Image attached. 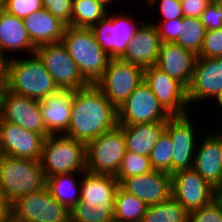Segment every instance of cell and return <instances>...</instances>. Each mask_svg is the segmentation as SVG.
Masks as SVG:
<instances>
[{
  "instance_id": "6da1fadb",
  "label": "cell",
  "mask_w": 222,
  "mask_h": 222,
  "mask_svg": "<svg viewBox=\"0 0 222 222\" xmlns=\"http://www.w3.org/2000/svg\"><path fill=\"white\" fill-rule=\"evenodd\" d=\"M118 126V111L95 85L73 91L72 113L65 135L84 142Z\"/></svg>"
},
{
  "instance_id": "7a4b0ae2",
  "label": "cell",
  "mask_w": 222,
  "mask_h": 222,
  "mask_svg": "<svg viewBox=\"0 0 222 222\" xmlns=\"http://www.w3.org/2000/svg\"><path fill=\"white\" fill-rule=\"evenodd\" d=\"M20 58L5 60V88L8 91L42 100L59 89L36 54H32L31 58Z\"/></svg>"
},
{
  "instance_id": "3957f363",
  "label": "cell",
  "mask_w": 222,
  "mask_h": 222,
  "mask_svg": "<svg viewBox=\"0 0 222 222\" xmlns=\"http://www.w3.org/2000/svg\"><path fill=\"white\" fill-rule=\"evenodd\" d=\"M88 84H96L111 59L96 41L90 28L66 26L61 41Z\"/></svg>"
},
{
  "instance_id": "277c9868",
  "label": "cell",
  "mask_w": 222,
  "mask_h": 222,
  "mask_svg": "<svg viewBox=\"0 0 222 222\" xmlns=\"http://www.w3.org/2000/svg\"><path fill=\"white\" fill-rule=\"evenodd\" d=\"M47 178L40 161L8 155L0 157V189L13 203L22 195L42 190Z\"/></svg>"
},
{
  "instance_id": "5b68a950",
  "label": "cell",
  "mask_w": 222,
  "mask_h": 222,
  "mask_svg": "<svg viewBox=\"0 0 222 222\" xmlns=\"http://www.w3.org/2000/svg\"><path fill=\"white\" fill-rule=\"evenodd\" d=\"M40 163L46 178L86 171V144L65 134H51L43 143Z\"/></svg>"
},
{
  "instance_id": "8992f818",
  "label": "cell",
  "mask_w": 222,
  "mask_h": 222,
  "mask_svg": "<svg viewBox=\"0 0 222 222\" xmlns=\"http://www.w3.org/2000/svg\"><path fill=\"white\" fill-rule=\"evenodd\" d=\"M143 81V67L123 61L121 58H112L102 78L95 85L118 109Z\"/></svg>"
},
{
  "instance_id": "52a82bcc",
  "label": "cell",
  "mask_w": 222,
  "mask_h": 222,
  "mask_svg": "<svg viewBox=\"0 0 222 222\" xmlns=\"http://www.w3.org/2000/svg\"><path fill=\"white\" fill-rule=\"evenodd\" d=\"M125 152L123 129L117 126L86 144V171L116 176Z\"/></svg>"
},
{
  "instance_id": "ba28073f",
  "label": "cell",
  "mask_w": 222,
  "mask_h": 222,
  "mask_svg": "<svg viewBox=\"0 0 222 222\" xmlns=\"http://www.w3.org/2000/svg\"><path fill=\"white\" fill-rule=\"evenodd\" d=\"M134 18L126 16V14H110L93 25L92 30L96 41L101 46L102 50L112 59L121 58L127 50L129 42L136 34L138 28L144 22L135 23ZM138 24V25H137Z\"/></svg>"
},
{
  "instance_id": "9c48e42d",
  "label": "cell",
  "mask_w": 222,
  "mask_h": 222,
  "mask_svg": "<svg viewBox=\"0 0 222 222\" xmlns=\"http://www.w3.org/2000/svg\"><path fill=\"white\" fill-rule=\"evenodd\" d=\"M35 54L52 75L59 89L76 91L89 85L62 42L38 46Z\"/></svg>"
},
{
  "instance_id": "30bf717a",
  "label": "cell",
  "mask_w": 222,
  "mask_h": 222,
  "mask_svg": "<svg viewBox=\"0 0 222 222\" xmlns=\"http://www.w3.org/2000/svg\"><path fill=\"white\" fill-rule=\"evenodd\" d=\"M12 215L32 222H67L70 210L56 200L45 187L22 195L12 203Z\"/></svg>"
},
{
  "instance_id": "8fae6325",
  "label": "cell",
  "mask_w": 222,
  "mask_h": 222,
  "mask_svg": "<svg viewBox=\"0 0 222 222\" xmlns=\"http://www.w3.org/2000/svg\"><path fill=\"white\" fill-rule=\"evenodd\" d=\"M118 125L167 122L171 115L143 81L117 109Z\"/></svg>"
},
{
  "instance_id": "7c38bea8",
  "label": "cell",
  "mask_w": 222,
  "mask_h": 222,
  "mask_svg": "<svg viewBox=\"0 0 222 222\" xmlns=\"http://www.w3.org/2000/svg\"><path fill=\"white\" fill-rule=\"evenodd\" d=\"M0 118L45 138L50 135L43 123L40 100L12 93L6 88L3 89L0 99Z\"/></svg>"
},
{
  "instance_id": "4fadbf2b",
  "label": "cell",
  "mask_w": 222,
  "mask_h": 222,
  "mask_svg": "<svg viewBox=\"0 0 222 222\" xmlns=\"http://www.w3.org/2000/svg\"><path fill=\"white\" fill-rule=\"evenodd\" d=\"M190 114L171 116L165 126L173 144L172 174L193 167L198 136ZM196 136V137H195Z\"/></svg>"
},
{
  "instance_id": "5bb4252c",
  "label": "cell",
  "mask_w": 222,
  "mask_h": 222,
  "mask_svg": "<svg viewBox=\"0 0 222 222\" xmlns=\"http://www.w3.org/2000/svg\"><path fill=\"white\" fill-rule=\"evenodd\" d=\"M172 177V196L190 213L209 205L219 192L193 168L176 172Z\"/></svg>"
},
{
  "instance_id": "9a60e30c",
  "label": "cell",
  "mask_w": 222,
  "mask_h": 222,
  "mask_svg": "<svg viewBox=\"0 0 222 222\" xmlns=\"http://www.w3.org/2000/svg\"><path fill=\"white\" fill-rule=\"evenodd\" d=\"M144 82L171 115L188 114L187 89L155 65L144 68Z\"/></svg>"
},
{
  "instance_id": "2e32d148",
  "label": "cell",
  "mask_w": 222,
  "mask_h": 222,
  "mask_svg": "<svg viewBox=\"0 0 222 222\" xmlns=\"http://www.w3.org/2000/svg\"><path fill=\"white\" fill-rule=\"evenodd\" d=\"M222 92V57H197L190 85L187 87L188 103L216 100ZM197 101V102H196Z\"/></svg>"
},
{
  "instance_id": "e0dca14e",
  "label": "cell",
  "mask_w": 222,
  "mask_h": 222,
  "mask_svg": "<svg viewBox=\"0 0 222 222\" xmlns=\"http://www.w3.org/2000/svg\"><path fill=\"white\" fill-rule=\"evenodd\" d=\"M2 155L40 161L45 137L0 118Z\"/></svg>"
},
{
  "instance_id": "ac0fdd59",
  "label": "cell",
  "mask_w": 222,
  "mask_h": 222,
  "mask_svg": "<svg viewBox=\"0 0 222 222\" xmlns=\"http://www.w3.org/2000/svg\"><path fill=\"white\" fill-rule=\"evenodd\" d=\"M120 186L148 206L161 203L172 196V177L169 173L159 170L127 177Z\"/></svg>"
},
{
  "instance_id": "d6986e66",
  "label": "cell",
  "mask_w": 222,
  "mask_h": 222,
  "mask_svg": "<svg viewBox=\"0 0 222 222\" xmlns=\"http://www.w3.org/2000/svg\"><path fill=\"white\" fill-rule=\"evenodd\" d=\"M204 134V135H203ZM204 140L197 141L193 169L218 192L222 190V161L220 157V132L203 133ZM202 142V143H201ZM199 145V146H198Z\"/></svg>"
},
{
  "instance_id": "ffe728a7",
  "label": "cell",
  "mask_w": 222,
  "mask_h": 222,
  "mask_svg": "<svg viewBox=\"0 0 222 222\" xmlns=\"http://www.w3.org/2000/svg\"><path fill=\"white\" fill-rule=\"evenodd\" d=\"M197 55L176 43H162L155 64L186 89L190 85Z\"/></svg>"
},
{
  "instance_id": "44dd1931",
  "label": "cell",
  "mask_w": 222,
  "mask_h": 222,
  "mask_svg": "<svg viewBox=\"0 0 222 222\" xmlns=\"http://www.w3.org/2000/svg\"><path fill=\"white\" fill-rule=\"evenodd\" d=\"M161 44L155 25L144 20L121 59L143 68L150 67L157 62Z\"/></svg>"
},
{
  "instance_id": "7402d4cb",
  "label": "cell",
  "mask_w": 222,
  "mask_h": 222,
  "mask_svg": "<svg viewBox=\"0 0 222 222\" xmlns=\"http://www.w3.org/2000/svg\"><path fill=\"white\" fill-rule=\"evenodd\" d=\"M73 91L58 89L40 100V110L46 131L51 134H65L72 113Z\"/></svg>"
},
{
  "instance_id": "603a6c76",
  "label": "cell",
  "mask_w": 222,
  "mask_h": 222,
  "mask_svg": "<svg viewBox=\"0 0 222 222\" xmlns=\"http://www.w3.org/2000/svg\"><path fill=\"white\" fill-rule=\"evenodd\" d=\"M119 185L113 175L85 171L82 175L80 200L92 208L114 209Z\"/></svg>"
},
{
  "instance_id": "cb8c5ba5",
  "label": "cell",
  "mask_w": 222,
  "mask_h": 222,
  "mask_svg": "<svg viewBox=\"0 0 222 222\" xmlns=\"http://www.w3.org/2000/svg\"><path fill=\"white\" fill-rule=\"evenodd\" d=\"M36 47L33 45L23 19L7 13L0 7V54L7 60V53H17L20 51L35 54ZM13 51V52H12ZM6 56V57H5Z\"/></svg>"
},
{
  "instance_id": "d4e9b609",
  "label": "cell",
  "mask_w": 222,
  "mask_h": 222,
  "mask_svg": "<svg viewBox=\"0 0 222 222\" xmlns=\"http://www.w3.org/2000/svg\"><path fill=\"white\" fill-rule=\"evenodd\" d=\"M23 22L35 47L61 42L67 26L44 8L25 17Z\"/></svg>"
},
{
  "instance_id": "484cf974",
  "label": "cell",
  "mask_w": 222,
  "mask_h": 222,
  "mask_svg": "<svg viewBox=\"0 0 222 222\" xmlns=\"http://www.w3.org/2000/svg\"><path fill=\"white\" fill-rule=\"evenodd\" d=\"M167 122L118 125L123 129L126 151L149 157Z\"/></svg>"
},
{
  "instance_id": "4316f807",
  "label": "cell",
  "mask_w": 222,
  "mask_h": 222,
  "mask_svg": "<svg viewBox=\"0 0 222 222\" xmlns=\"http://www.w3.org/2000/svg\"><path fill=\"white\" fill-rule=\"evenodd\" d=\"M83 173L73 172L50 176L47 178L46 187L56 200L71 210L80 200ZM77 175L80 176L79 180Z\"/></svg>"
},
{
  "instance_id": "83f0119b",
  "label": "cell",
  "mask_w": 222,
  "mask_h": 222,
  "mask_svg": "<svg viewBox=\"0 0 222 222\" xmlns=\"http://www.w3.org/2000/svg\"><path fill=\"white\" fill-rule=\"evenodd\" d=\"M148 205L120 185L116 191L114 222H142Z\"/></svg>"
},
{
  "instance_id": "f1b7e54d",
  "label": "cell",
  "mask_w": 222,
  "mask_h": 222,
  "mask_svg": "<svg viewBox=\"0 0 222 222\" xmlns=\"http://www.w3.org/2000/svg\"><path fill=\"white\" fill-rule=\"evenodd\" d=\"M108 9L94 0H73L71 23L68 26L76 28H91L102 20Z\"/></svg>"
},
{
  "instance_id": "f546056e",
  "label": "cell",
  "mask_w": 222,
  "mask_h": 222,
  "mask_svg": "<svg viewBox=\"0 0 222 222\" xmlns=\"http://www.w3.org/2000/svg\"><path fill=\"white\" fill-rule=\"evenodd\" d=\"M189 212L173 196L148 206L142 222H188Z\"/></svg>"
},
{
  "instance_id": "4dcf8cb0",
  "label": "cell",
  "mask_w": 222,
  "mask_h": 222,
  "mask_svg": "<svg viewBox=\"0 0 222 222\" xmlns=\"http://www.w3.org/2000/svg\"><path fill=\"white\" fill-rule=\"evenodd\" d=\"M205 33L206 28L201 23L200 18L183 17L181 24H179V36L174 43L198 55L203 45Z\"/></svg>"
},
{
  "instance_id": "1f68e13d",
  "label": "cell",
  "mask_w": 222,
  "mask_h": 222,
  "mask_svg": "<svg viewBox=\"0 0 222 222\" xmlns=\"http://www.w3.org/2000/svg\"><path fill=\"white\" fill-rule=\"evenodd\" d=\"M172 153L173 144L171 137L164 131L149 156L152 169L172 175Z\"/></svg>"
},
{
  "instance_id": "d6a6232c",
  "label": "cell",
  "mask_w": 222,
  "mask_h": 222,
  "mask_svg": "<svg viewBox=\"0 0 222 222\" xmlns=\"http://www.w3.org/2000/svg\"><path fill=\"white\" fill-rule=\"evenodd\" d=\"M152 170L149 157L126 151L115 178L120 184L127 177L139 176Z\"/></svg>"
},
{
  "instance_id": "836d02e7",
  "label": "cell",
  "mask_w": 222,
  "mask_h": 222,
  "mask_svg": "<svg viewBox=\"0 0 222 222\" xmlns=\"http://www.w3.org/2000/svg\"><path fill=\"white\" fill-rule=\"evenodd\" d=\"M70 219L74 222H114V209L92 208L79 200L70 210Z\"/></svg>"
},
{
  "instance_id": "e575fe53",
  "label": "cell",
  "mask_w": 222,
  "mask_h": 222,
  "mask_svg": "<svg viewBox=\"0 0 222 222\" xmlns=\"http://www.w3.org/2000/svg\"><path fill=\"white\" fill-rule=\"evenodd\" d=\"M188 222H222V198L218 196L209 205L190 212Z\"/></svg>"
},
{
  "instance_id": "d590c367",
  "label": "cell",
  "mask_w": 222,
  "mask_h": 222,
  "mask_svg": "<svg viewBox=\"0 0 222 222\" xmlns=\"http://www.w3.org/2000/svg\"><path fill=\"white\" fill-rule=\"evenodd\" d=\"M1 8L7 13L24 19L31 13L43 8L42 0H6Z\"/></svg>"
},
{
  "instance_id": "8d00e7d4",
  "label": "cell",
  "mask_w": 222,
  "mask_h": 222,
  "mask_svg": "<svg viewBox=\"0 0 222 222\" xmlns=\"http://www.w3.org/2000/svg\"><path fill=\"white\" fill-rule=\"evenodd\" d=\"M197 57H222V28L216 30H206L203 45Z\"/></svg>"
},
{
  "instance_id": "74e56055",
  "label": "cell",
  "mask_w": 222,
  "mask_h": 222,
  "mask_svg": "<svg viewBox=\"0 0 222 222\" xmlns=\"http://www.w3.org/2000/svg\"><path fill=\"white\" fill-rule=\"evenodd\" d=\"M73 0H42L43 8L67 26L71 23Z\"/></svg>"
},
{
  "instance_id": "f35d334b",
  "label": "cell",
  "mask_w": 222,
  "mask_h": 222,
  "mask_svg": "<svg viewBox=\"0 0 222 222\" xmlns=\"http://www.w3.org/2000/svg\"><path fill=\"white\" fill-rule=\"evenodd\" d=\"M206 30L222 28V6L218 0H212L199 17Z\"/></svg>"
},
{
  "instance_id": "ab89813d",
  "label": "cell",
  "mask_w": 222,
  "mask_h": 222,
  "mask_svg": "<svg viewBox=\"0 0 222 222\" xmlns=\"http://www.w3.org/2000/svg\"><path fill=\"white\" fill-rule=\"evenodd\" d=\"M156 2H159V10L161 15H163L160 21L181 19L184 17L180 0H150L148 7H153Z\"/></svg>"
},
{
  "instance_id": "60d3db41",
  "label": "cell",
  "mask_w": 222,
  "mask_h": 222,
  "mask_svg": "<svg viewBox=\"0 0 222 222\" xmlns=\"http://www.w3.org/2000/svg\"><path fill=\"white\" fill-rule=\"evenodd\" d=\"M151 23L155 25L162 43H174L177 40L181 19L159 21V23H154L152 21Z\"/></svg>"
},
{
  "instance_id": "b9f144b4",
  "label": "cell",
  "mask_w": 222,
  "mask_h": 222,
  "mask_svg": "<svg viewBox=\"0 0 222 222\" xmlns=\"http://www.w3.org/2000/svg\"><path fill=\"white\" fill-rule=\"evenodd\" d=\"M212 0H180L184 17L199 18Z\"/></svg>"
},
{
  "instance_id": "7bdbcfd3",
  "label": "cell",
  "mask_w": 222,
  "mask_h": 222,
  "mask_svg": "<svg viewBox=\"0 0 222 222\" xmlns=\"http://www.w3.org/2000/svg\"><path fill=\"white\" fill-rule=\"evenodd\" d=\"M12 215V203L0 189V222H7Z\"/></svg>"
},
{
  "instance_id": "ee69618b",
  "label": "cell",
  "mask_w": 222,
  "mask_h": 222,
  "mask_svg": "<svg viewBox=\"0 0 222 222\" xmlns=\"http://www.w3.org/2000/svg\"><path fill=\"white\" fill-rule=\"evenodd\" d=\"M4 88H5V70H4V65H0V99Z\"/></svg>"
},
{
  "instance_id": "f6af8a7d",
  "label": "cell",
  "mask_w": 222,
  "mask_h": 222,
  "mask_svg": "<svg viewBox=\"0 0 222 222\" xmlns=\"http://www.w3.org/2000/svg\"><path fill=\"white\" fill-rule=\"evenodd\" d=\"M94 1L101 3L103 6H105L109 10V7L112 8V5L114 4L112 2H114L115 0H94Z\"/></svg>"
},
{
  "instance_id": "bcb514c9",
  "label": "cell",
  "mask_w": 222,
  "mask_h": 222,
  "mask_svg": "<svg viewBox=\"0 0 222 222\" xmlns=\"http://www.w3.org/2000/svg\"><path fill=\"white\" fill-rule=\"evenodd\" d=\"M7 222H32V221L22 220L14 215H11L10 219Z\"/></svg>"
},
{
  "instance_id": "7dc6e473",
  "label": "cell",
  "mask_w": 222,
  "mask_h": 222,
  "mask_svg": "<svg viewBox=\"0 0 222 222\" xmlns=\"http://www.w3.org/2000/svg\"><path fill=\"white\" fill-rule=\"evenodd\" d=\"M216 103H218V105L221 106L222 108V92L220 93V95L217 97V99L215 100Z\"/></svg>"
},
{
  "instance_id": "c3c4849f",
  "label": "cell",
  "mask_w": 222,
  "mask_h": 222,
  "mask_svg": "<svg viewBox=\"0 0 222 222\" xmlns=\"http://www.w3.org/2000/svg\"><path fill=\"white\" fill-rule=\"evenodd\" d=\"M220 157H221V161H222V134L220 132Z\"/></svg>"
},
{
  "instance_id": "681fc988",
  "label": "cell",
  "mask_w": 222,
  "mask_h": 222,
  "mask_svg": "<svg viewBox=\"0 0 222 222\" xmlns=\"http://www.w3.org/2000/svg\"><path fill=\"white\" fill-rule=\"evenodd\" d=\"M4 63H5V59L0 54V65H4Z\"/></svg>"
},
{
  "instance_id": "f907efd6",
  "label": "cell",
  "mask_w": 222,
  "mask_h": 222,
  "mask_svg": "<svg viewBox=\"0 0 222 222\" xmlns=\"http://www.w3.org/2000/svg\"><path fill=\"white\" fill-rule=\"evenodd\" d=\"M2 156L1 137H0V157Z\"/></svg>"
},
{
  "instance_id": "816d5d0a",
  "label": "cell",
  "mask_w": 222,
  "mask_h": 222,
  "mask_svg": "<svg viewBox=\"0 0 222 222\" xmlns=\"http://www.w3.org/2000/svg\"><path fill=\"white\" fill-rule=\"evenodd\" d=\"M6 0H0V6L5 2Z\"/></svg>"
},
{
  "instance_id": "f5cc1de1",
  "label": "cell",
  "mask_w": 222,
  "mask_h": 222,
  "mask_svg": "<svg viewBox=\"0 0 222 222\" xmlns=\"http://www.w3.org/2000/svg\"><path fill=\"white\" fill-rule=\"evenodd\" d=\"M219 196L222 198V190L219 192Z\"/></svg>"
}]
</instances>
